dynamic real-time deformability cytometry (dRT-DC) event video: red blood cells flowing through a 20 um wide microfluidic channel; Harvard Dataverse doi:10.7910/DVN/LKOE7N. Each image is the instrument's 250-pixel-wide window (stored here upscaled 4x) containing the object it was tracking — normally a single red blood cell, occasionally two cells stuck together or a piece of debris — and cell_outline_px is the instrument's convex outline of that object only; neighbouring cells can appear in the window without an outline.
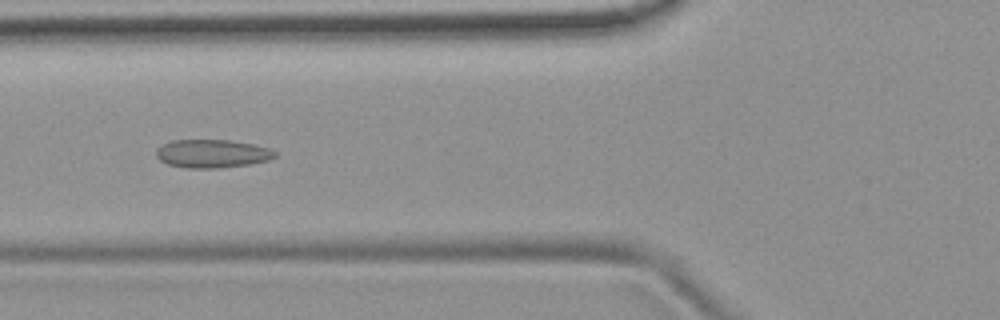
{"species": "common noctule bat (a hibernating species)", "species_latin": "Nyctalus noctula", "temperature_condition": "room temperature", "stored_images_in_passage": 48, "camera_frame_rate_fps": 3000, "um_per_image_px": 0.085, "animal": {"sex": "female", "body_mass_g": 19.9}, "frame": {"image": 1, "passage_image": 15, "time_ms": 4.667, "image_size_px": [1000, 320], "cell_outline_px": [[276, 156], [268, 160], [248, 164], [220, 168], [184, 168], [168, 164], [160, 160], [156, 156], [156, 148], [172, 140], [228, 140], [252, 144], [268, 148], [276, 152]], "centroid_in_image_um": [18.0, 13.06], "position_along_channel_um": 107.8, "area_um2": 19.48}}
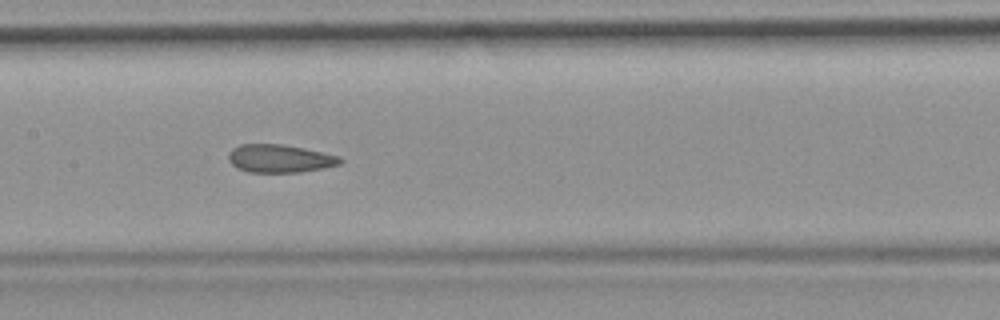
{"frame": {"image": 2, "passage_image": 21, "time_ms": 6.667, "image_size_px": [1000, 320], "cell_outline_px": [[344, 160], [340, 164], [324, 168], [300, 172], [248, 172], [236, 168], [228, 160], [228, 152], [232, 148], [240, 144], [280, 144], [304, 148], [324, 152], [340, 156]], "centroid_in_image_um": [23.78, 13.47], "position_along_channel_um": 183.6, "area_um2": 18.44}}
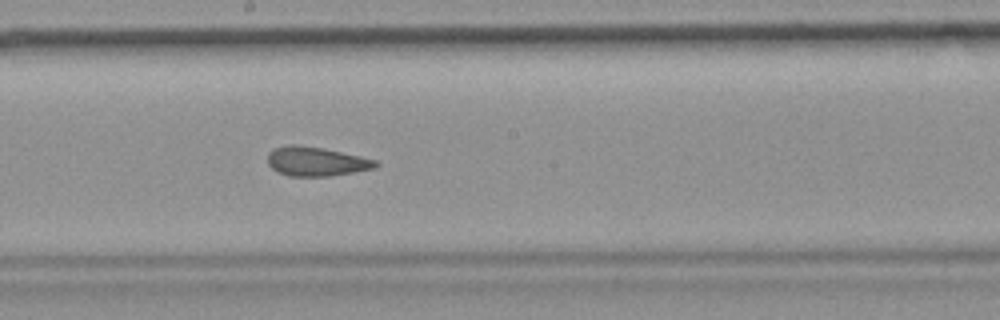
{"frame": {"image": 3, "passage_image": 24, "time_ms": 7.667, "image_size_px": [1000, 320], "cell_outline_px": [[380, 164], [376, 168], [332, 176], [288, 176], [276, 172], [268, 164], [268, 152], [276, 148], [288, 144], [296, 144], [324, 148], [360, 156], [376, 160]], "centroid_in_image_um": [26.87, 13.72], "position_along_channel_um": 221.3, "area_um2": 18.55}, "authors_computed_cell_mechanics": {"area_um2": 19.3052, "velocity_mm_per_s": 3.7946, "shape_relaxation_time_tau1_ms": null, "shape_relaxation_time_tau2_ms": 1.7723, "deformation_change_tau1": null, "deformation_change_tau2": 0.0714}}